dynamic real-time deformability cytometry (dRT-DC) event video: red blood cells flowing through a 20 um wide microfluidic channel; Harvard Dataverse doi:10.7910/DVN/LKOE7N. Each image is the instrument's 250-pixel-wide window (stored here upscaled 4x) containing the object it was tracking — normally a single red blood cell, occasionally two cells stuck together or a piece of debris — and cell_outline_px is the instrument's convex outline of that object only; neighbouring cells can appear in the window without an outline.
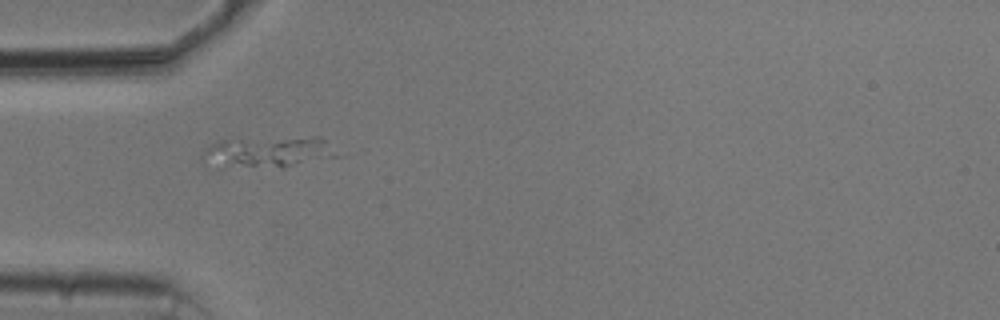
{"species": "common noctule bat (a hibernating species)", "species_latin": "Nyctalus noctula", "temperature_condition": "cold", "stored_images_in_passage": 40, "camera_frame_rate_fps": 3000, "um_per_image_px": 0.085, "animal": {"sex": "male", "body_mass_g": 20.5, "forearm_length_mm": 52.5}, "frame": {"image": 1, "passage_image": 1, "time_ms": 0.0, "image_size_px": [1000, 320], "cell_outline_px": [[344, 156], [284, 168], [216, 168], [204, 164], [200, 156], [212, 144], [220, 140], [312, 136], [320, 136]], "centroid_in_image_um": [22.82, 12.97], "position_along_channel_um": 62.2, "area_um2": 25.66}}
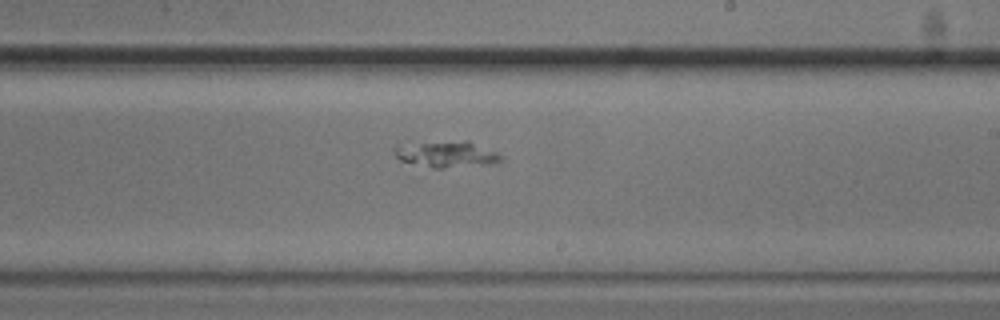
{"frame": {"image": 2, "passage_image": 17, "time_ms": 5.333, "image_size_px": [1000, 320], "cell_outline_px": [[504, 160], [496, 164], [444, 168], [432, 168], [400, 160], [396, 156], [396, 144], [464, 140], [468, 140], [496, 152], [504, 156]], "centroid_in_image_um": [38.03, 13.11], "position_along_channel_um": 251.0, "area_um2": 16.53}}
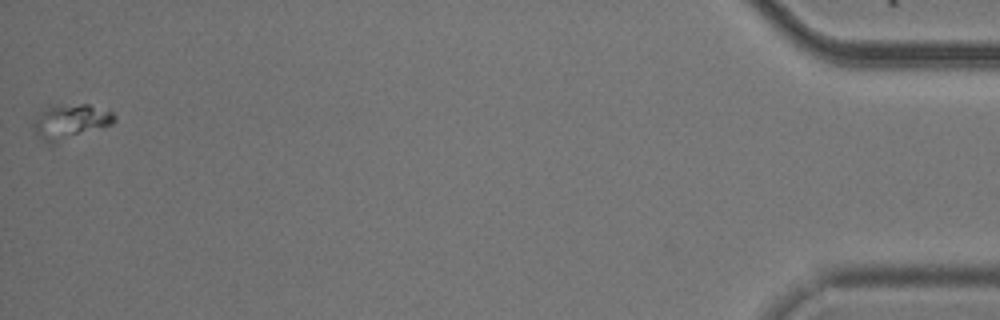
{"frame": {"image": 3, "passage_image": 40, "time_ms": 13.0, "image_size_px": [1000, 320], "cell_outline_px": [[116, 120], [112, 124], [56, 144], [44, 144], [36, 136], [32, 128], [32, 124], [36, 112], [52, 104], [88, 104], [112, 112], [116, 116]], "centroid_in_image_um": [5.88, 10.35], "position_along_channel_um": 429.3, "area_um2": 17.17}}